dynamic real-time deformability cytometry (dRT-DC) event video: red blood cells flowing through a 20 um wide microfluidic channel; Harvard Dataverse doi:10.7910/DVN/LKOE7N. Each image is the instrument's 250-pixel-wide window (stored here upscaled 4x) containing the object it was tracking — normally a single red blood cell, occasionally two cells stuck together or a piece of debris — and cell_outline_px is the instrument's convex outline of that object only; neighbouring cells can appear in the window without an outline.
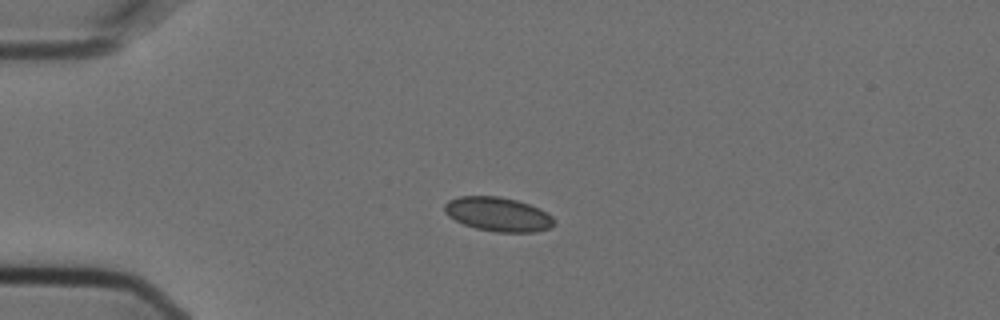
{"species": "Egyptian fruit bat (a non-hibernating species)", "species_latin": "Rousettus aegyptiacus", "temperature_condition": "cold", "stored_images_in_passage": 3, "camera_frame_rate_fps": 3000, "um_per_image_px": 0.085, "animal": {"sex": "female"}, "frame": {"image": 1, "passage_image": 1, "time_ms": 0.0, "image_size_px": [1000, 320], "cell_outline_px": [[556, 224], [548, 228], [536, 232], [496, 232], [476, 228], [464, 224], [448, 216], [444, 212], [444, 204], [448, 200], [460, 196], [500, 196], [516, 200], [540, 208], [552, 216], [556, 220]], "centroid_in_image_um": [42.35, 18.21], "position_along_channel_um": 42.7, "area_um2": 21.91}}
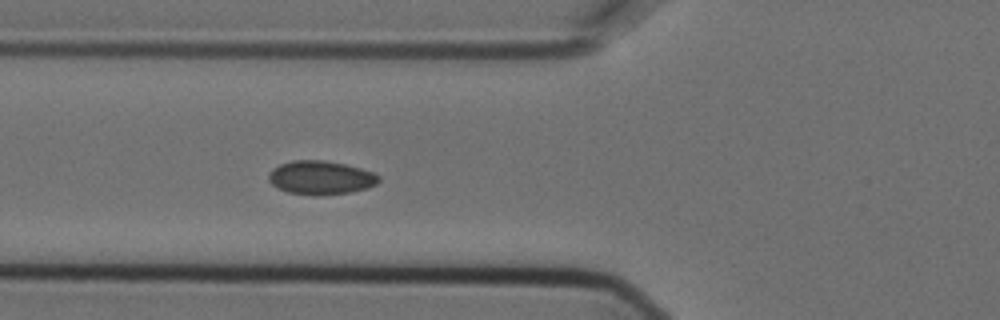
{"frame": {"image": 2, "passage_image": 3, "time_ms": 0.667, "image_size_px": [1000, 320], "cell_outline_px": [[380, 180], [376, 184], [368, 188], [352, 192], [320, 196], [312, 196], [288, 192], [276, 188], [268, 180], [268, 172], [272, 168], [280, 164], [292, 160], [324, 160], [344, 164], [360, 168], [372, 172], [380, 176]], "centroid_in_image_um": [27.24, 15.11], "position_along_channel_um": 98.6, "area_um2": 21.96}}